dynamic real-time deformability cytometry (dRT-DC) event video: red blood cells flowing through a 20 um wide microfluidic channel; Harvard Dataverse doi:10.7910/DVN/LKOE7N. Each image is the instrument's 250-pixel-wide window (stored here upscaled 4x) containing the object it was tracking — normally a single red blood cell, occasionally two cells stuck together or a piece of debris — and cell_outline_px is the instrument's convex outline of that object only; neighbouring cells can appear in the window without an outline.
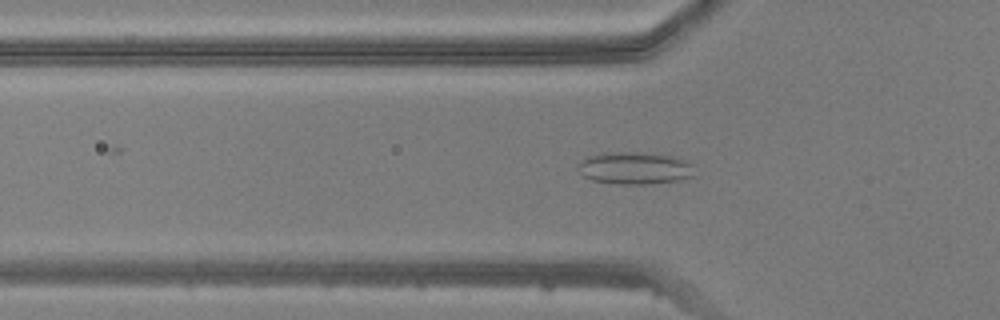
{"species": "common noctule bat (a hibernating species)", "species_latin": "Nyctalus noctula", "temperature_condition": "warm", "stored_images_in_passage": 49, "camera_frame_rate_fps": 3000, "um_per_image_px": 0.085, "animal": {"sex": "male", "body_mass_g": 20.5, "forearm_length_mm": 52.5}, "frame": {"image": 1, "passage_image": 16, "time_ms": 5.0, "image_size_px": [1000, 320], "cell_outline_px": [[696, 176], [680, 180], [652, 184], [616, 184], [592, 180], [584, 176], [576, 168], [588, 156], [604, 152], [656, 152], [672, 156], [684, 160], [692, 164]], "centroid_in_image_um": [54.01, 14.28], "position_along_channel_um": 71.8, "area_um2": 22.31}}
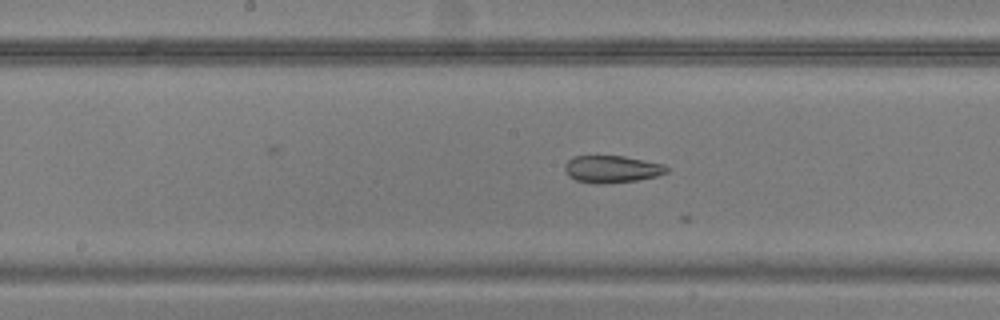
{"frame": {"image": 2, "passage_image": 25, "time_ms": 8.0, "image_size_px": [1000, 320], "cell_outline_px": [[668, 172], [656, 176], [636, 180], [600, 184], [596, 184], [576, 180], [568, 176], [564, 168], [564, 164], [572, 156], [624, 156], [664, 164], [668, 168]], "centroid_in_image_um": [51.98, 14.37], "position_along_channel_um": 196.2, "area_um2": 16.13}}
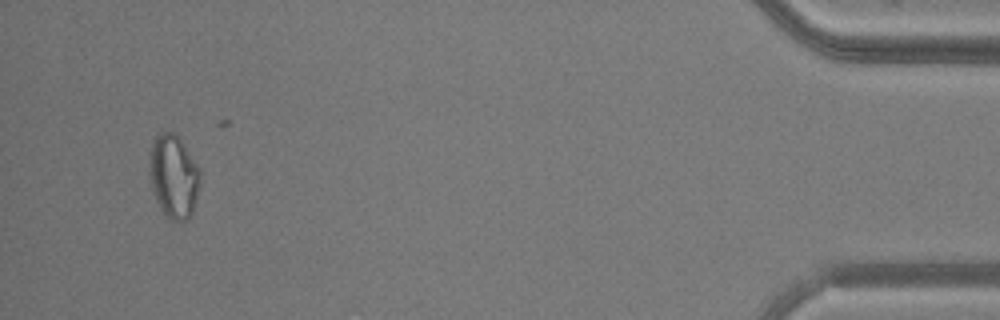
{"frame": {"image": 3, "passage_image": 47, "time_ms": 15.333, "image_size_px": [1000, 320], "cell_outline_px": [[200, 188], [192, 212], [188, 220], [172, 220], [160, 208], [156, 200], [148, 176], [148, 152], [152, 140], [160, 132], [172, 132], [180, 136], [200, 168]], "centroid_in_image_um": [14.74, 14.93], "position_along_channel_um": 420.5, "area_um2": 25.32}}